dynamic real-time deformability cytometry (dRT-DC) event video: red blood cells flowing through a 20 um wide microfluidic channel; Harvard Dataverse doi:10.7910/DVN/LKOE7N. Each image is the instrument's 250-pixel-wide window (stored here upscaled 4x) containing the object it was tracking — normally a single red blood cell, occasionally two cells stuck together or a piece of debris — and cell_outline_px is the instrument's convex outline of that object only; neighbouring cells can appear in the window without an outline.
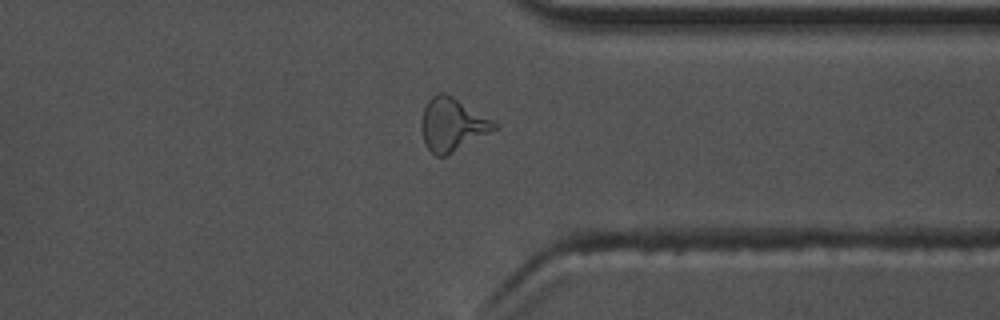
{"species": "common noctule bat (a hibernating species)", "species_latin": "Nyctalus noctula", "temperature_condition": "warm", "stored_images_in_passage": 51, "camera_frame_rate_fps": 3000, "um_per_image_px": 0.085, "animal": {"sex": "male", "body_mass_g": 17.5, "forearm_length_mm": 52.3}, "frame": {"image": 1, "passage_image": 44, "time_ms": 14.333, "image_size_px": [1000, 320], "cell_outline_px": [[500, 128], [444, 156], [436, 156], [424, 144], [420, 128], [420, 120], [424, 108], [428, 100], [432, 96], [440, 92], [444, 92], [452, 96], [500, 124]], "centroid_in_image_um": [38.44, 10.58], "position_along_channel_um": 373.0, "area_um2": 22.6}, "authors_computed_cell_mechanics": {"area_um2": 19.941, "velocity_mm_per_s": 3.6755, "shape_relaxation_time_tau1_ms": 7.3258, "shape_relaxation_time_tau2_ms": 1.3597, "deformation_change_tau1": 0.2499, "deformation_change_tau2": 0.1013}}